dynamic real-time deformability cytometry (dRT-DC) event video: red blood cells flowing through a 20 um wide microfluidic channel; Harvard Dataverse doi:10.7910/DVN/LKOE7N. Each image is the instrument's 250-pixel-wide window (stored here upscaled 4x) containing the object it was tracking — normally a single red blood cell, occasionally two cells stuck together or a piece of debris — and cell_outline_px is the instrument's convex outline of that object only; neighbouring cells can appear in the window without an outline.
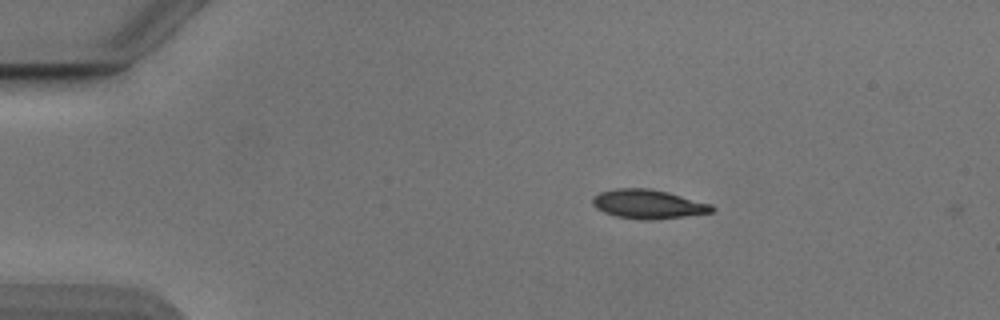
{"species": "Egyptian fruit bat (a non-hibernating species)", "species_latin": "Rousettus aegyptiacus", "temperature_condition": "cold", "stored_images_in_passage": 2, "camera_frame_rate_fps": 3000, "um_per_image_px": 0.085, "animal": {"sex": "male"}, "frame": {"image": 1, "passage_image": 1, "time_ms": 0.0, "image_size_px": [1000, 320], "cell_outline_px": [[716, 208], [712, 212], [684, 216], [648, 220], [616, 216], [604, 212], [596, 208], [592, 204], [592, 196], [600, 192], [616, 188], [652, 188], [668, 192], [712, 204]], "centroid_in_image_um": [55.08, 17.33], "position_along_channel_um": 29.9, "area_um2": 20.17}}